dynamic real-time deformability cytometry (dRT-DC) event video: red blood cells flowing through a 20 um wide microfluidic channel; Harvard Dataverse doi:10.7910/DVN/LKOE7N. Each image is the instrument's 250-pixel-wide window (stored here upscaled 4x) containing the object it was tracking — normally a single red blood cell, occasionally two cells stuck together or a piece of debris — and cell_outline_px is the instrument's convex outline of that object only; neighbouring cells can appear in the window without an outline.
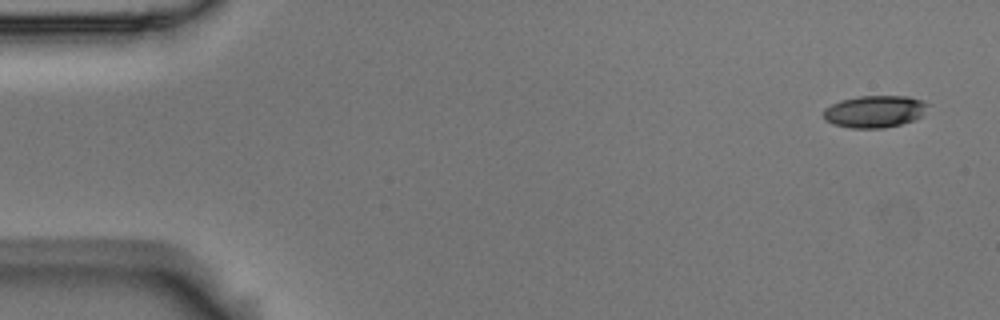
{"species": "Egyptian fruit bat (a non-hibernating species)", "species_latin": "Rousettus aegyptiacus", "temperature_condition": "room temperature", "stored_images_in_passage": 5, "camera_frame_rate_fps": 3000, "um_per_image_px": 0.085, "animal": {"sex": "male"}, "frame": {"image": 1, "passage_image": 1, "time_ms": 0.0, "image_size_px": [1000, 320], "cell_outline_px": [[928, 104], [920, 116], [912, 120], [900, 124], [884, 128], [852, 128], [832, 124], [824, 120], [824, 108], [840, 100], [860, 96], [908, 96], [924, 100]], "centroid_in_image_um": [74.31, 9.47], "position_along_channel_um": 10.7, "area_um2": 19.42}}
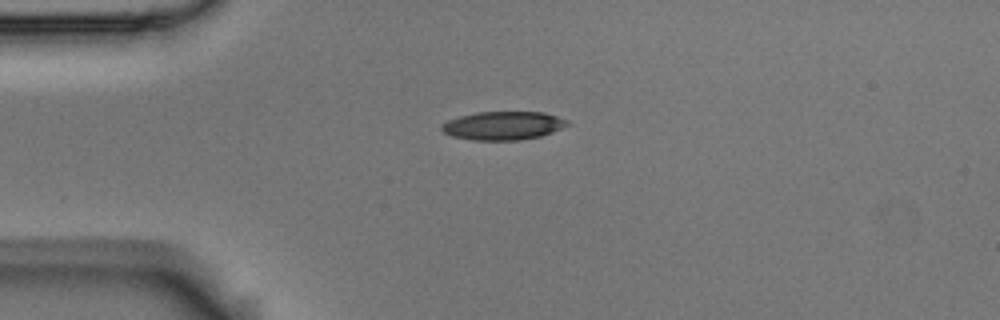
{"frame": {"image": 2, "passage_image": 4, "time_ms": 1.0, "image_size_px": [1000, 320], "cell_outline_px": [[572, 124], [552, 132], [540, 136], [520, 140], [472, 140], [452, 136], [444, 132], [440, 128], [440, 124], [448, 120], [460, 116], [476, 112], [544, 112], [568, 120]], "centroid_in_image_um": [42.77, 10.67], "position_along_channel_um": 42.2, "area_um2": 20.92}}